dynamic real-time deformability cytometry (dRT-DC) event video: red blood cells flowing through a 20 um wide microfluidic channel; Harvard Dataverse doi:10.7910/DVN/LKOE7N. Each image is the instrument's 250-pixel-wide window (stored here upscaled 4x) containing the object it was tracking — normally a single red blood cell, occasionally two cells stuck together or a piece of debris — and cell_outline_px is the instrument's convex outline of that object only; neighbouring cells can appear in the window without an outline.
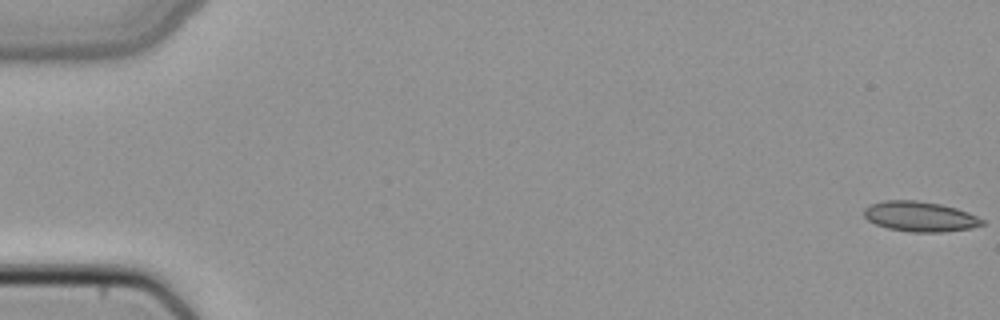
{"species": "common noctule bat (a hibernating species)", "species_latin": "Nyctalus noctula", "temperature_condition": "cold", "stored_images_in_passage": 51, "camera_frame_rate_fps": 3000, "um_per_image_px": 0.085, "animal": {"sex": "female", "body_mass_g": 22.7, "forearm_length_mm": 54.2}, "frame": {"image": 1, "passage_image": 1, "time_ms": 0.0, "image_size_px": [1000, 320], "cell_outline_px": [[984, 224], [972, 228], [944, 232], [912, 232], [888, 228], [876, 224], [868, 220], [864, 216], [864, 208], [868, 204], [884, 200], [916, 200], [940, 204], [956, 208], [968, 212], [984, 220]], "centroid_in_image_um": [78.18, 18.4], "position_along_channel_um": 6.8, "area_um2": 20.81}}
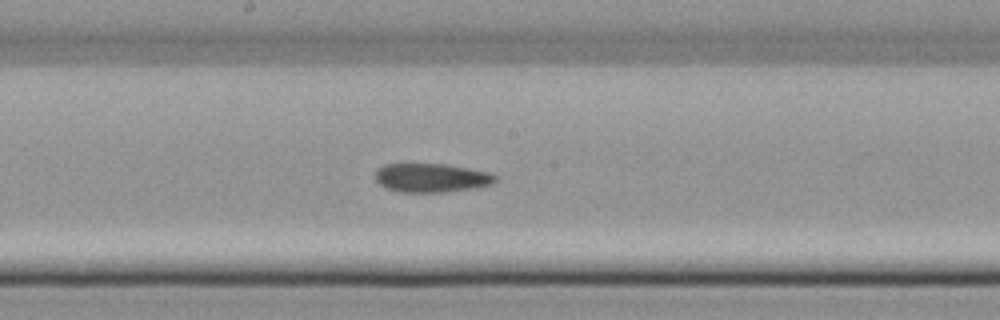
{"frame": {"image": 2, "passage_image": 28, "time_ms": 9.0, "image_size_px": [1000, 320], "cell_outline_px": [[496, 180], [492, 184], [476, 188], [444, 192], [400, 192], [388, 188], [380, 184], [376, 180], [376, 168], [384, 164], [448, 164], [492, 172], [496, 176]], "centroid_in_image_um": [36.71, 15.1], "position_along_channel_um": 211.5, "area_um2": 20.35}}
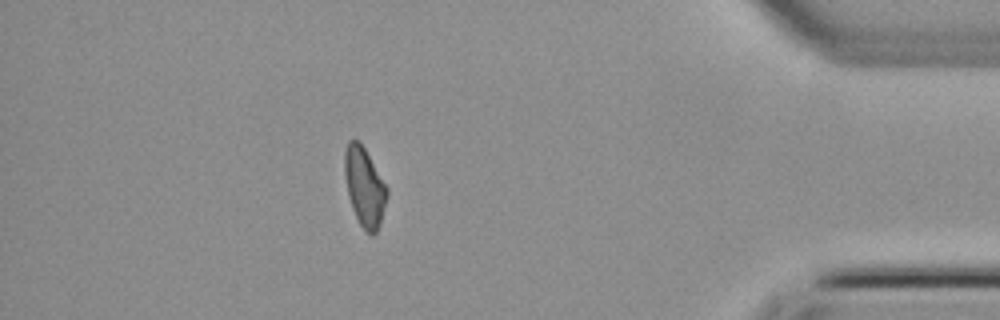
{"frame": {"image": 3, "passage_image": 45, "time_ms": 14.667, "image_size_px": [1000, 320], "cell_outline_px": [[388, 192], [380, 224], [376, 232], [372, 236], [364, 232], [352, 208], [348, 196], [344, 172], [344, 152], [348, 140], [356, 140], [364, 148], [388, 188]], "centroid_in_image_um": [30.97, 15.91], "position_along_channel_um": 404.2, "area_um2": 19.36}}